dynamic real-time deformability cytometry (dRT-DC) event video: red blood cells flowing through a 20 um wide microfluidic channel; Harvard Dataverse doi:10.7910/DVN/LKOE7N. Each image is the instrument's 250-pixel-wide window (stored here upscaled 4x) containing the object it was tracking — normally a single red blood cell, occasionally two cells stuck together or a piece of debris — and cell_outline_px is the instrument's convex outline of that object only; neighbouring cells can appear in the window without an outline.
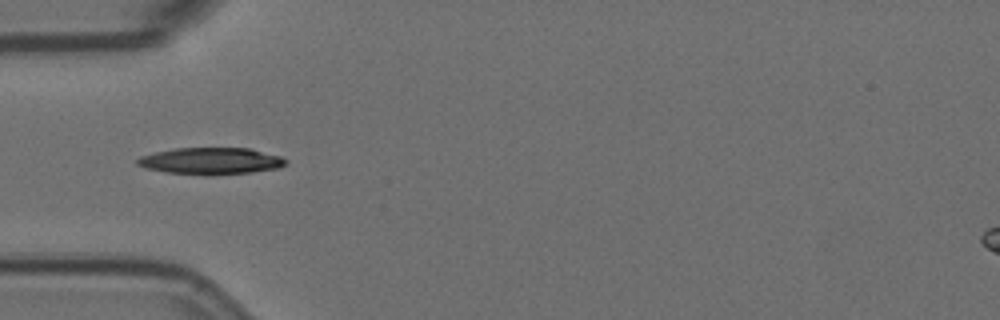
{"species": "Egyptian fruit bat (a non-hibernating species)", "species_latin": "Rousettus aegyptiacus", "temperature_condition": "room temperature", "stored_images_in_passage": 8, "camera_frame_rate_fps": 3000, "um_per_image_px": 0.085, "animal": {"sex": "female"}, "frame": {"image": 1, "passage_image": 4, "time_ms": 1.0, "image_size_px": [1000, 320], "cell_outline_px": [[288, 160], [280, 168], [252, 172], [208, 176], [204, 176], [168, 172], [144, 168], [136, 164], [136, 160], [140, 156], [156, 152], [176, 148], [248, 148], [280, 156]], "centroid_in_image_um": [17.91, 13.7], "position_along_channel_um": 67.1, "area_um2": 23.29}}
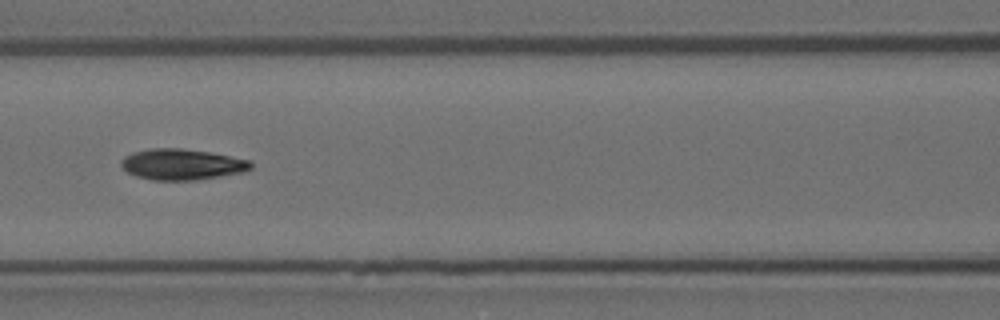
{"frame": {"image": 2, "passage_image": 6, "time_ms": 1.667, "image_size_px": [1000, 320], "cell_outline_px": [[252, 168], [244, 172], [196, 180], [152, 180], [136, 176], [128, 172], [120, 164], [120, 160], [124, 156], [132, 152], [152, 148], [180, 148], [208, 152], [252, 160]], "centroid_in_image_um": [15.46, 13.97], "position_along_channel_um": 151.1, "area_um2": 23.41}}
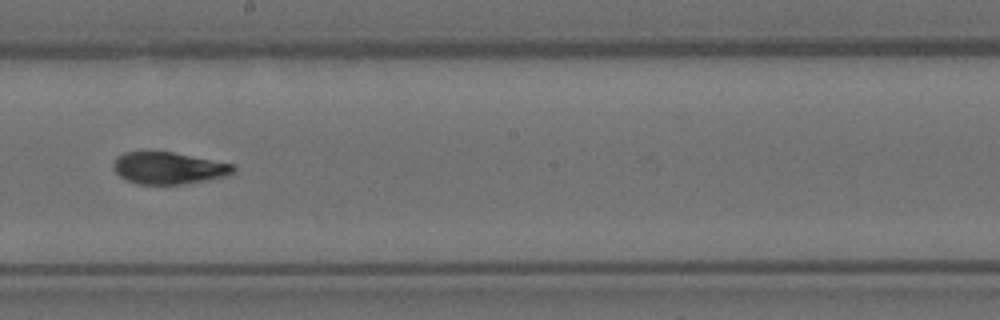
{"frame": {"image": 3, "passage_image": 8, "time_ms": 2.333, "image_size_px": [1000, 320], "cell_outline_px": [[236, 172], [228, 176], [208, 180], [184, 184], [136, 184], [120, 176], [116, 172], [112, 164], [116, 156], [124, 152], [172, 152], [232, 164], [236, 168]], "centroid_in_image_um": [14.34, 14.29], "position_along_channel_um": 233.9, "area_um2": 22.31}}